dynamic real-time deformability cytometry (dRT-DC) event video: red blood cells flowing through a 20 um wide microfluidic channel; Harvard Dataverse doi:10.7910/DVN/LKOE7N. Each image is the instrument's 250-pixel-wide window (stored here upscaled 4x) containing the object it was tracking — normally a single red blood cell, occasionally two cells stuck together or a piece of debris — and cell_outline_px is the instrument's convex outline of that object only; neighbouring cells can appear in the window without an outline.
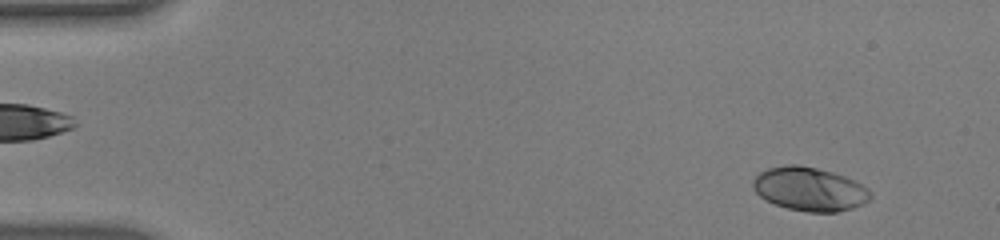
{"species": "human", "species_latin": "Homo sapiens", "temperature_condition": "warm", "stored_images_in_passage": 53, "camera_frame_rate_fps": 3000, "um_per_image_px": 0.085, "donor": {"sex": "male"}, "frame": {"image": 1, "passage_image": 4, "time_ms": 1.0, "image_size_px": [1000, 240], "cell_outline_px": [[872, 196], [868, 200], [852, 208], [836, 212], [808, 212], [788, 208], [764, 200], [752, 188], [752, 180], [760, 172], [768, 168], [788, 164], [800, 164], [832, 172], [844, 176], [868, 188], [872, 192]], "centroid_in_image_um": [68.78, 16.06], "position_along_channel_um": 16.2, "area_um2": 29.82}}
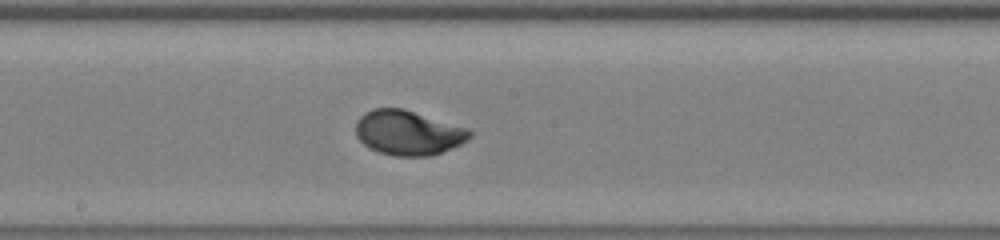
{"frame": {"image": 2, "passage_image": 29, "time_ms": 9.333, "image_size_px": [1000, 240], "cell_outline_px": [[472, 136], [468, 140], [452, 148], [432, 156], [396, 156], [380, 152], [368, 148], [356, 136], [356, 120], [364, 112], [372, 108], [404, 108], [468, 128], [472, 132]], "centroid_in_image_um": [34.69, 11.27], "position_along_channel_um": 213.5, "area_um2": 29.94}}
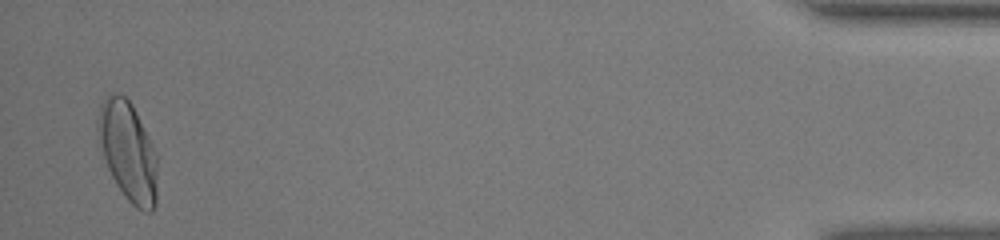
{"frame": {"image": 3, "passage_image": 52, "time_ms": 17.0, "image_size_px": [1000, 240], "cell_outline_px": [[156, 204], [152, 212], [144, 212], [136, 208], [124, 196], [116, 184], [108, 168], [96, 132], [96, 120], [100, 104], [112, 92], [124, 96], [132, 104], [156, 152]], "centroid_in_image_um": [10.86, 12.87], "position_along_channel_um": 424.3, "area_um2": 34.22}, "authors_computed_cell_mechanics": {"area_um2": 29.3624, "velocity_mm_per_s": 3.8376, "shape_relaxation_time_tau1_ms": 2.4757, "shape_relaxation_time_tau2_ms": null, "deformation_change_tau1": 0.1782, "deformation_change_tau2": null}}